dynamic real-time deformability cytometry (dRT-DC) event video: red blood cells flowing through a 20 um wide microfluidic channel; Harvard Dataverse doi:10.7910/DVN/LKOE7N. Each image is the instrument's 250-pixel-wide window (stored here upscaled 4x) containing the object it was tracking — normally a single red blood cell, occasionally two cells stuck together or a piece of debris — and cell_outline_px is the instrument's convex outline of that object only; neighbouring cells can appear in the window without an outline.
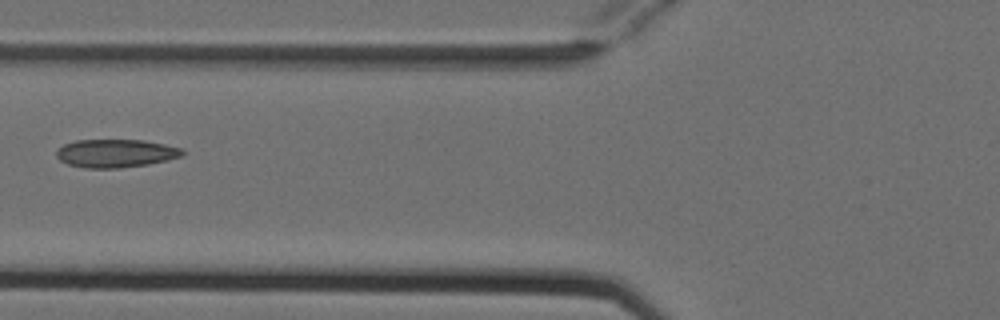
{"species": "Egyptian fruit bat (a non-hibernating species)", "species_latin": "Rousettus aegyptiacus", "temperature_condition": "cold", "stored_images_in_passage": 7, "camera_frame_rate_fps": 3000, "um_per_image_px": 0.085, "animal": {"sex": "female"}, "frame": {"image": 1, "passage_image": 6, "time_ms": 1.667, "image_size_px": [1000, 320], "cell_outline_px": [[184, 152], [180, 156], [168, 160], [148, 164], [120, 168], [84, 168], [68, 164], [60, 160], [56, 156], [56, 152], [64, 144], [76, 140], [144, 140], [184, 148]], "centroid_in_image_um": [9.84, 13.03], "position_along_channel_um": 116.0, "area_um2": 20.69}}
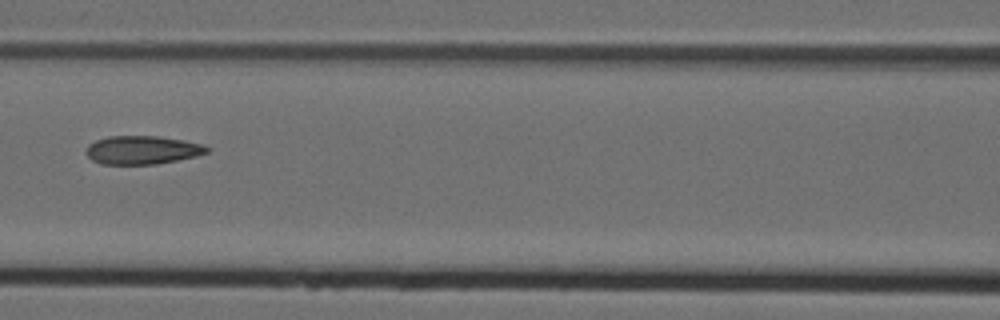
{"frame": {"image": 2, "passage_image": 7, "time_ms": 2.0, "image_size_px": [1000, 320], "cell_outline_px": [[208, 152], [196, 156], [156, 164], [100, 164], [92, 160], [84, 152], [88, 144], [96, 140], [108, 136], [160, 136], [184, 140], [204, 144], [208, 148]], "centroid_in_image_um": [12.07, 12.74], "position_along_channel_um": 154.5, "area_um2": 20.11}}